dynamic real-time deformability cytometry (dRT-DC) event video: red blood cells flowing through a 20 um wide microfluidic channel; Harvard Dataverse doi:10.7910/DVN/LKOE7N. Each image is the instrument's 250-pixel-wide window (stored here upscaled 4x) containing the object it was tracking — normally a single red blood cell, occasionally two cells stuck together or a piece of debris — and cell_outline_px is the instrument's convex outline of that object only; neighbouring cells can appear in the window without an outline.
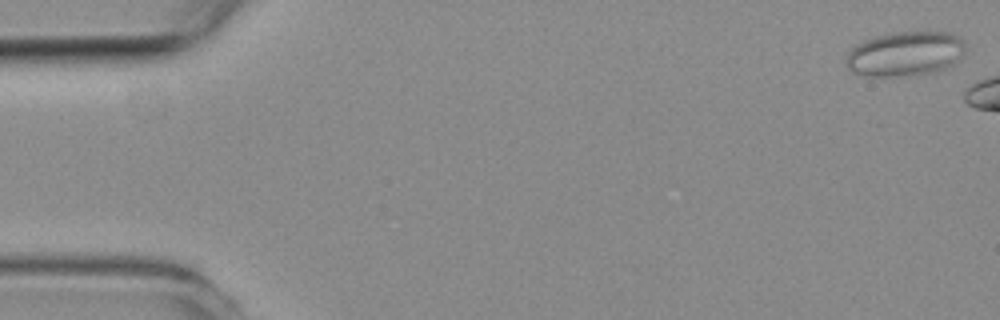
{"species": "common noctule bat (a hibernating species)", "species_latin": "Nyctalus noctula", "temperature_condition": "room temperature", "stored_images_in_passage": 6, "camera_frame_rate_fps": 3000, "um_per_image_px": 0.085, "animal": {"sex": "female", "body_mass_g": 19.3, "forearm_length_mm": 54.1}, "frame": {"image": 1, "passage_image": 6, "time_ms": 7.0, "image_size_px": [1000, 320], "cell_outline_px": [[964, 56], [952, 64], [944, 68], [932, 72], [896, 76], [864, 76], [852, 72], [848, 68], [848, 52], [856, 44], [864, 40], [876, 36], [892, 32], [924, 28], [952, 32], [960, 36], [964, 40]], "centroid_in_image_um": [77.0, 4.5], "position_along_channel_um": 8.0, "area_um2": 31.85}}